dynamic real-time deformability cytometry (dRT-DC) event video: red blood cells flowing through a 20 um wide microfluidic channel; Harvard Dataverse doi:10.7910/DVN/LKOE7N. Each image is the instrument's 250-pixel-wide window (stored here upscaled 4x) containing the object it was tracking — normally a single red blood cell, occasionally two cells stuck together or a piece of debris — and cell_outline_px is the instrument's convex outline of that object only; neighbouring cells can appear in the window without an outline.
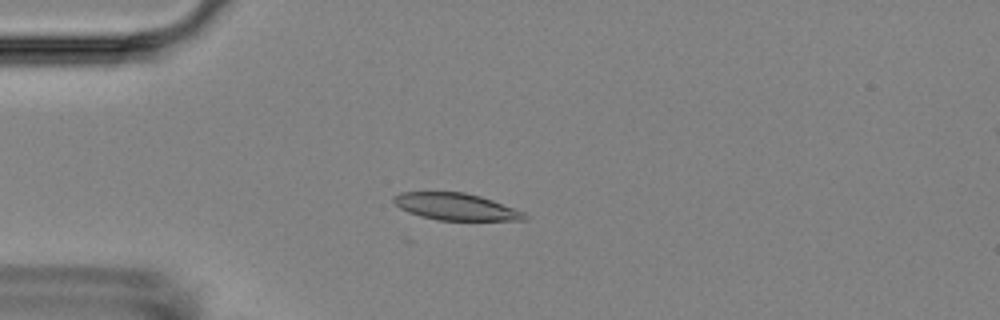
{"species": "Egyptian fruit bat (a non-hibernating species)", "species_latin": "Rousettus aegyptiacus", "temperature_condition": "room temperature", "stored_images_in_passage": 8, "camera_frame_rate_fps": 3000, "um_per_image_px": 0.085, "animal": {"sex": "female"}, "frame": {"image": 1, "passage_image": 2, "time_ms": 1.333, "image_size_px": [1000, 320], "cell_outline_px": [[528, 220], [436, 220], [420, 216], [408, 212], [400, 208], [392, 200], [392, 196], [400, 192], [464, 192], [480, 196], [492, 200], [524, 212], [528, 216]], "centroid_in_image_um": [38.73, 17.57], "position_along_channel_um": 46.3, "area_um2": 20.52}}
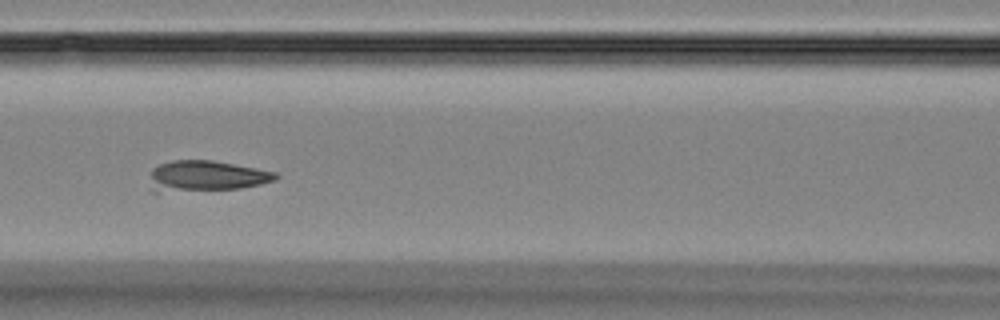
{"frame": {"image": 2, "passage_image": 5, "time_ms": 4.667, "image_size_px": [1000, 320], "cell_outline_px": [[280, 176], [276, 180], [260, 184], [240, 188], [156, 192], [152, 192], [152, 168], [160, 164], [172, 160], [212, 160], [256, 168], [276, 172]], "centroid_in_image_um": [17.55, 14.95], "position_along_channel_um": 149.0, "area_um2": 22.31}}
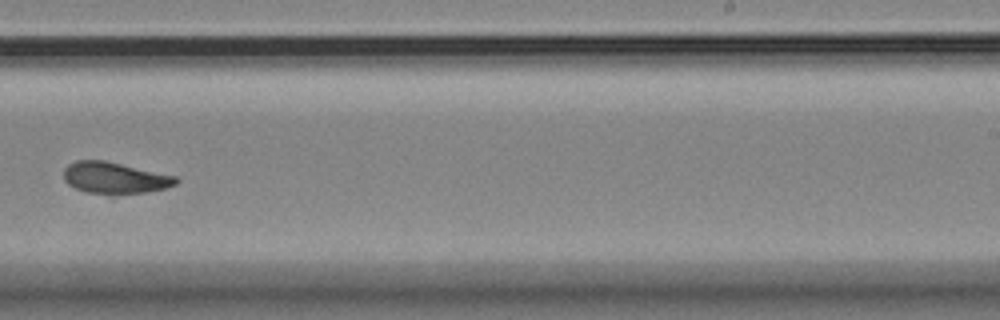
{"frame": {"image": 3, "passage_image": 8, "time_ms": 8.333, "image_size_px": [1000, 320], "cell_outline_px": [[180, 180], [176, 184], [168, 188], [148, 192], [112, 196], [88, 192], [76, 188], [68, 184], [64, 180], [64, 168], [68, 164], [76, 160], [104, 160], [176, 176]], "centroid_in_image_um": [9.77, 15.14], "position_along_channel_um": 279.2, "area_um2": 20.98}}